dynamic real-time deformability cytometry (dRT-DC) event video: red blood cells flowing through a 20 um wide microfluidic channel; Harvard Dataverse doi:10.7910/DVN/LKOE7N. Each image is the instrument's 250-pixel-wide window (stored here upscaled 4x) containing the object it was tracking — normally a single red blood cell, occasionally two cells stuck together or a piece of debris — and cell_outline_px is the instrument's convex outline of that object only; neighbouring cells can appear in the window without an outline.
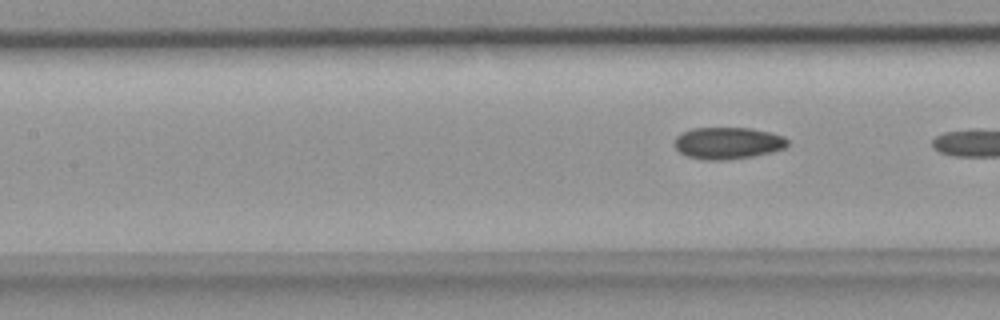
{"species": "common noctule bat (a hibernating species)", "species_latin": "Nyctalus noctula", "temperature_condition": "room temperature", "stored_images_in_passage": 5, "camera_frame_rate_fps": 3000, "um_per_image_px": 0.085, "animal": {"sex": "female", "body_mass_g": 18.4}, "frame": {"image": 1, "passage_image": 5, "time_ms": 1.333, "image_size_px": [1000, 320], "cell_outline_px": [[788, 144], [784, 148], [772, 152], [752, 156], [724, 160], [704, 160], [688, 156], [680, 152], [672, 144], [676, 136], [692, 128], [752, 128], [772, 132], [784, 136], [788, 140]], "centroid_in_image_um": [61.87, 12.15], "position_along_channel_um": 145.5, "area_um2": 21.1}}